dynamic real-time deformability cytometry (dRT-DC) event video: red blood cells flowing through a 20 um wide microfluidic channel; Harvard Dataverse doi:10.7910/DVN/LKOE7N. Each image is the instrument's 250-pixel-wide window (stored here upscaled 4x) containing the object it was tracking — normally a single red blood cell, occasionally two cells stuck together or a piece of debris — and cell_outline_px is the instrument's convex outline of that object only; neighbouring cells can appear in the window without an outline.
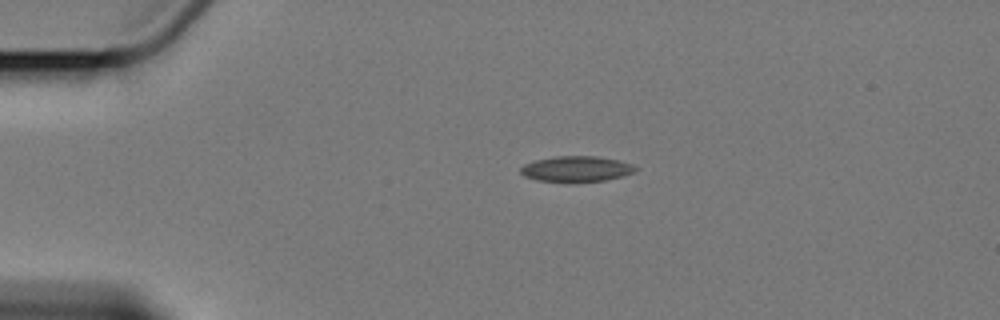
{"species": "Egyptian fruit bat (a non-hibernating species)", "species_latin": "Rousettus aegyptiacus", "temperature_condition": "cold", "stored_images_in_passage": 9, "camera_frame_rate_fps": 3000, "um_per_image_px": 0.085, "animal": {"sex": "female"}, "frame": {"image": 1, "passage_image": 1, "time_ms": 0.0, "image_size_px": [1000, 320], "cell_outline_px": [[640, 168], [636, 172], [604, 180], [536, 180], [524, 176], [520, 172], [520, 168], [524, 164], [536, 160], [556, 156], [596, 156], [620, 160], [632, 164]], "centroid_in_image_um": [49.03, 14.32], "position_along_channel_um": 36.0, "area_um2": 16.7}}
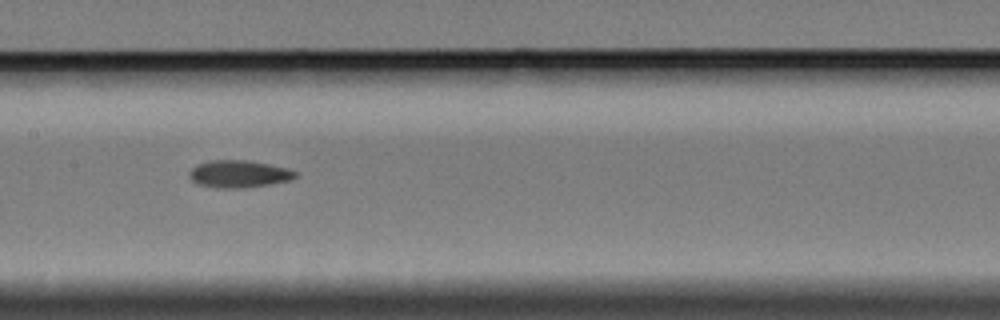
{"frame": {"image": 2, "passage_image": 6, "time_ms": 5.667, "image_size_px": [1000, 320], "cell_outline_px": [[296, 176], [292, 180], [244, 188], [216, 188], [200, 184], [192, 180], [188, 172], [196, 164], [212, 160], [248, 160], [288, 168], [296, 172]], "centroid_in_image_um": [20.3, 14.78], "position_along_channel_um": 187.1, "area_um2": 16.82}}
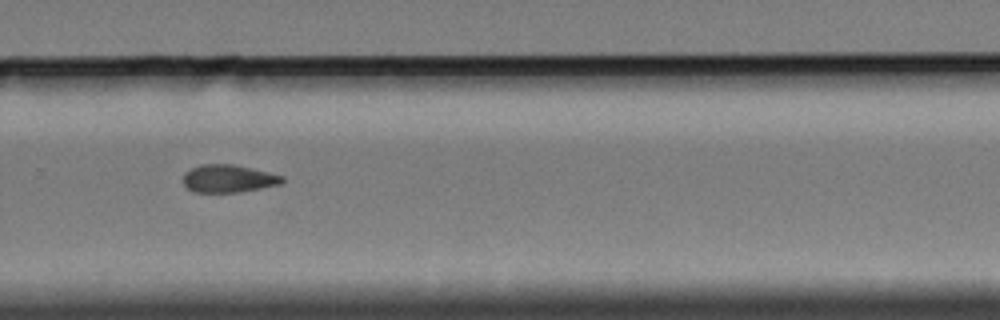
{"frame": {"image": 3, "passage_image": 9, "time_ms": 9.333, "image_size_px": [1000, 320], "cell_outline_px": [[284, 180], [280, 184], [240, 192], [192, 192], [184, 184], [184, 172], [188, 168], [200, 164], [232, 164], [268, 172], [284, 176]], "centroid_in_image_um": [19.37, 15.17], "position_along_channel_um": 310.4, "area_um2": 16.01}}